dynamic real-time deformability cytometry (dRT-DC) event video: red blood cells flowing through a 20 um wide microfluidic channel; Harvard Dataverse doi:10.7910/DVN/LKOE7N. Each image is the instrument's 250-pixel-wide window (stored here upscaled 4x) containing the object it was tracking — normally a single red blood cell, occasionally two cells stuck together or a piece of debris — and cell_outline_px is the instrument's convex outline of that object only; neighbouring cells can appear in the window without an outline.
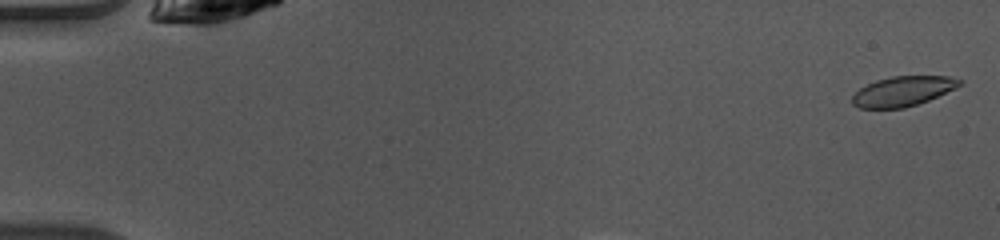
{"species": "common noctule bat (a hibernating species)", "species_latin": "Nyctalus noctula", "temperature_condition": "warm", "stored_images_in_passage": 9, "camera_frame_rate_fps": 3000, "um_per_image_px": 0.085, "animal": {"sex": "female", "body_mass_g": 10.0, "forearm_length_mm": 53.1}, "frame": {"image": 1, "passage_image": 1, "time_ms": 0.0, "image_size_px": [1000, 240], "cell_outline_px": [[964, 80], [956, 88], [928, 100], [904, 108], [860, 108], [852, 104], [852, 96], [860, 88], [876, 80], [892, 76], [948, 76]], "centroid_in_image_um": [76.74, 7.75], "position_along_channel_um": 8.3, "area_um2": 18.55}}